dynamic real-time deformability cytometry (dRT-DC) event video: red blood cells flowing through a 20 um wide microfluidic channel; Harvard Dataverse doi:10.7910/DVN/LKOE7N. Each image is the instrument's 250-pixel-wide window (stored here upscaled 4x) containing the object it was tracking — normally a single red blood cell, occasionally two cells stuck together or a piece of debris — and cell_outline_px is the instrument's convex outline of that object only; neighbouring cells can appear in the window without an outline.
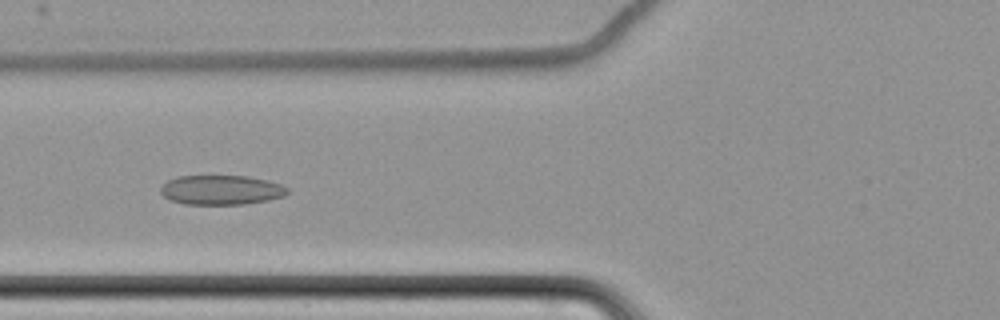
{"species": "common noctule bat (a hibernating species)", "species_latin": "Nyctalus noctula", "temperature_condition": "cold", "stored_images_in_passage": 13, "camera_frame_rate_fps": 3000, "um_per_image_px": 0.085, "animal": {"sex": "female", "body_mass_g": 22.7, "forearm_length_mm": 54.2}, "frame": {"image": 1, "passage_image": 8, "time_ms": 9.333, "image_size_px": [1000, 320], "cell_outline_px": [[288, 192], [284, 196], [268, 200], [244, 204], [184, 204], [172, 200], [164, 196], [160, 192], [160, 188], [168, 180], [176, 176], [248, 176], [280, 184], [288, 188]], "centroid_in_image_um": [18.79, 16.14], "position_along_channel_um": 107.0, "area_um2": 21.68}}
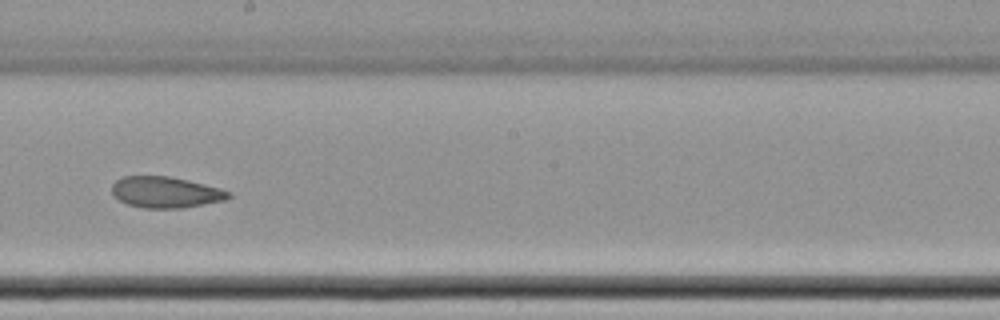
{"frame": {"image": 2, "passage_image": 11, "time_ms": 13.0, "image_size_px": [1000, 320], "cell_outline_px": [[232, 196], [224, 200], [180, 208], [144, 208], [128, 204], [112, 196], [112, 184], [116, 180], [124, 176], [168, 176], [188, 180], [220, 188], [232, 192]], "centroid_in_image_um": [14.06, 16.33], "position_along_channel_um": 234.1, "area_um2": 21.1}}
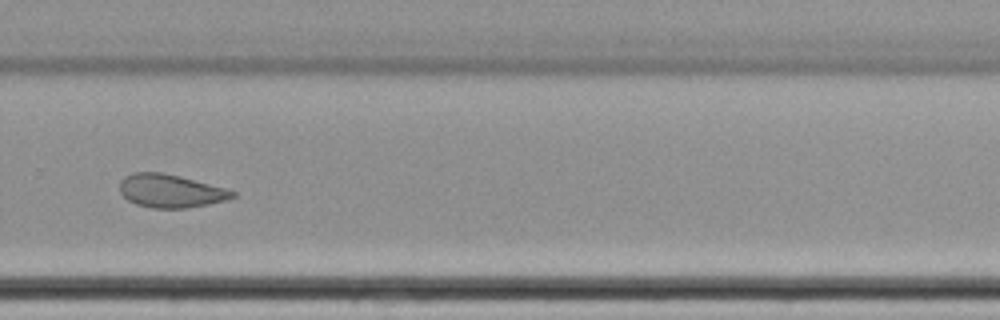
{"frame": {"image": 3, "passage_image": 13, "time_ms": 15.333, "image_size_px": [1000, 320], "cell_outline_px": [[236, 196], [228, 200], [188, 208], [152, 208], [136, 204], [128, 200], [120, 192], [120, 180], [124, 176], [132, 172], [164, 172], [180, 176], [224, 188], [236, 192]], "centroid_in_image_um": [14.48, 16.23], "position_along_channel_um": 315.3, "area_um2": 21.91}}